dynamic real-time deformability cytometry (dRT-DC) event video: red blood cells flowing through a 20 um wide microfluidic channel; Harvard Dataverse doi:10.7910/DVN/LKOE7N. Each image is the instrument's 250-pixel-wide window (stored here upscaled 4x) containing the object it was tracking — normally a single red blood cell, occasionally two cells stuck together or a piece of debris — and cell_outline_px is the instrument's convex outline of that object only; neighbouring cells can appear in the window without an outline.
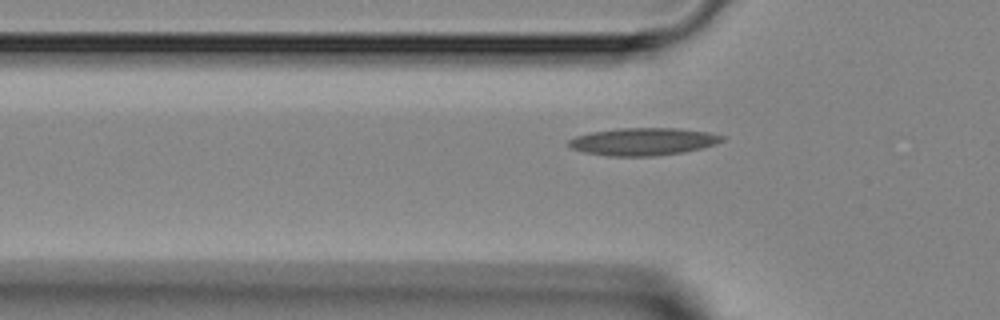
{"species": "Egyptian fruit bat (a non-hibernating species)", "species_latin": "Rousettus aegyptiacus", "temperature_condition": "room temperature", "stored_images_in_passage": 6, "segment_of_instrument_passage": [2, 2], "camera_frame_rate_fps": 3000, "um_per_image_px": 0.085, "animal": {"sex": "female"}, "frame": {"image": 1, "passage_image": 6, "time_ms": 7.333, "image_size_px": [1000, 320], "cell_outline_px": [[724, 140], [716, 144], [704, 148], [684, 152], [656, 156], [608, 156], [584, 152], [572, 148], [568, 144], [568, 140], [576, 136], [592, 132], [616, 128], [676, 128], [708, 132], [724, 136]], "centroid_in_image_um": [54.69, 12.04], "position_along_channel_um": 71.1, "area_um2": 24.68}}